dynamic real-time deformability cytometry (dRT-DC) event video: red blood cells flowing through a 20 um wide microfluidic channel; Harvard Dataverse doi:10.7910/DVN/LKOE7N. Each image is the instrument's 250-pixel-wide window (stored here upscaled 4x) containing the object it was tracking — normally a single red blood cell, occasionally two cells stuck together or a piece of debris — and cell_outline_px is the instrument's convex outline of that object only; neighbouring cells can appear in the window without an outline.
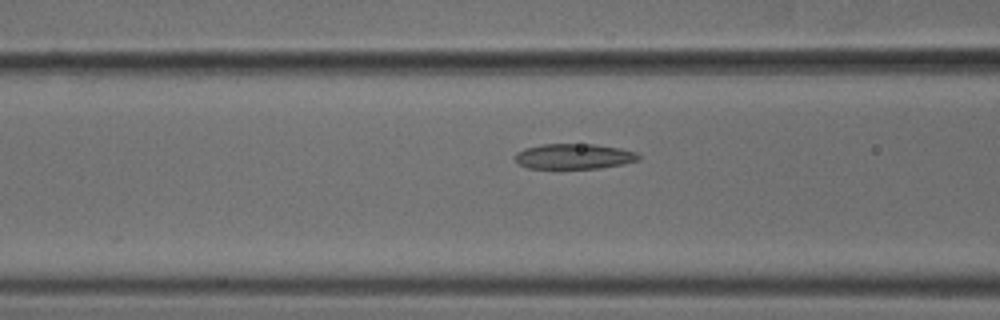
{"species": "common noctule bat (a hibernating species)", "species_latin": "Nyctalus noctula", "temperature_condition": "cold", "stored_images_in_passage": 8, "camera_frame_rate_fps": 3000, "um_per_image_px": 0.085, "animal": {"sex": "male", "body_mass_g": 18.8}, "frame": {"image": 1, "passage_image": 6, "time_ms": 1.667, "image_size_px": [1000, 320], "cell_outline_px": [[640, 160], [624, 164], [600, 168], [560, 172], [528, 168], [520, 164], [516, 160], [516, 152], [524, 148], [544, 144], [596, 144], [620, 148], [636, 152], [640, 156]], "centroid_in_image_um": [48.77, 13.35], "position_along_channel_um": 117.8, "area_um2": 19.25}}